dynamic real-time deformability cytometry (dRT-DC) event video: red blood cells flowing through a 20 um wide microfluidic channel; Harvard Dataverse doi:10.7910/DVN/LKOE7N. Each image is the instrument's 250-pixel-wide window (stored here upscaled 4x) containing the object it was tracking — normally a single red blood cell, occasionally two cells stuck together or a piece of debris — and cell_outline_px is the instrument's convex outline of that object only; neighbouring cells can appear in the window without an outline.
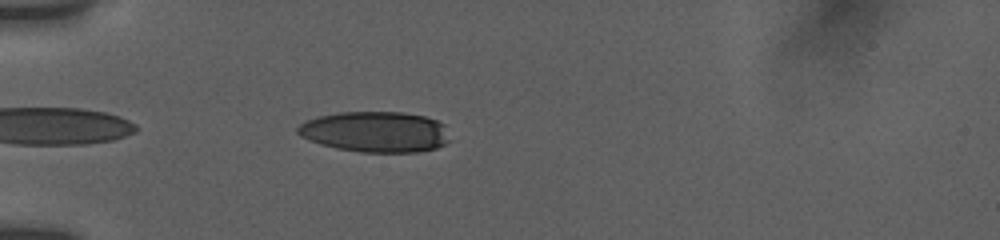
{"species": "human", "species_latin": "Homo sapiens", "temperature_condition": "room temperature", "stored_images_in_passage": 38, "camera_frame_rate_fps": 3000, "um_per_image_px": 0.085, "donor": {"sex": "female"}, "frame": {"image": 1, "passage_image": 3, "time_ms": 0.667, "image_size_px": [1000, 240], "cell_outline_px": [[448, 140], [444, 144], [436, 148], [416, 152], [360, 152], [336, 148], [320, 144], [300, 136], [296, 132], [296, 128], [304, 120], [320, 116], [340, 112], [404, 112], [424, 116], [436, 120], [444, 124]], "centroid_in_image_um": [31.87, 11.2], "position_along_channel_um": 53.1, "area_um2": 36.07}}
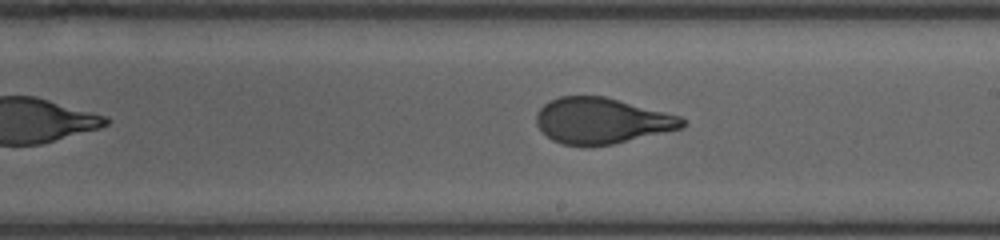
{"frame": {"image": 2, "passage_image": 17, "time_ms": 6.0, "image_size_px": [1000, 240], "cell_outline_px": [[688, 124], [684, 128], [612, 144], [584, 148], [560, 144], [552, 140], [536, 124], [536, 112], [548, 100], [560, 96], [604, 96], [680, 116]], "centroid_in_image_um": [51.12, 10.28], "position_along_channel_um": 237.9, "area_um2": 39.36}}
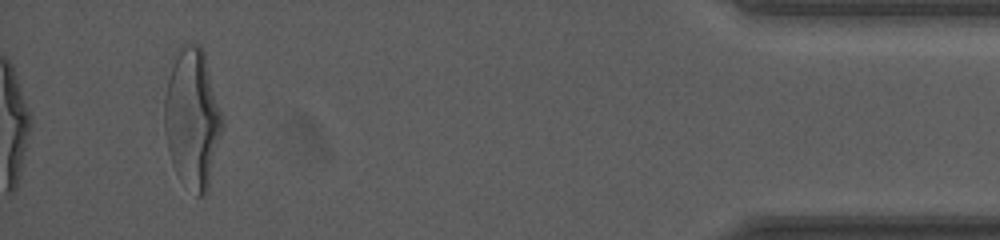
{"frame": {"image": 3, "passage_image": 38, "time_ms": 12.333, "image_size_px": [1000, 240], "cell_outline_px": [[224, 120], [208, 188], [204, 196], [196, 196], [176, 172], [172, 164], [168, 152], [164, 128], [164, 96], [172, 52], [180, 44], [200, 44], [204, 48], [224, 116]], "centroid_in_image_um": [16.34, 9.93], "position_along_channel_um": 418.9, "area_um2": 48.15}, "authors_computed_cell_mechanics": {"area_um2": 39.8531, "velocity_mm_per_s": 3.8212, "shape_relaxation_time_tau1_ms": 5.3039, "shape_relaxation_time_tau2_ms": null, "deformation_change_tau1": 0.2235, "deformation_change_tau2": null}}